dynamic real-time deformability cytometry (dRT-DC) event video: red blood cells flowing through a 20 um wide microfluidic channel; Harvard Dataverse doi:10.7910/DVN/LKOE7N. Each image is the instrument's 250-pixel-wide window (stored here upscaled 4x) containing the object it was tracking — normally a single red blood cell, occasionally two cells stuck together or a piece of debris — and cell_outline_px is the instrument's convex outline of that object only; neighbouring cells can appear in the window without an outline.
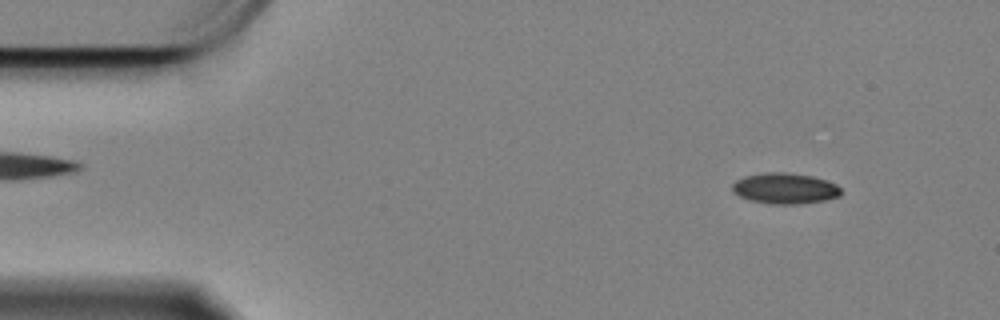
{"species": "Egyptian fruit bat (a non-hibernating species)", "species_latin": "Rousettus aegyptiacus", "temperature_condition": "cold", "stored_images_in_passage": 58, "camera_frame_rate_fps": 3000, "um_per_image_px": 0.085, "animal": {"sex": "female"}, "frame": {"image": 1, "passage_image": 5, "time_ms": 1.333, "image_size_px": [1000, 320], "cell_outline_px": [[840, 196], [824, 200], [800, 204], [772, 204], [748, 200], [732, 192], [732, 184], [736, 180], [744, 176], [768, 172], [784, 172], [812, 176], [828, 180], [836, 184], [840, 188]], "centroid_in_image_um": [66.7, 16.01], "position_along_channel_um": 18.3, "area_um2": 19.59}}
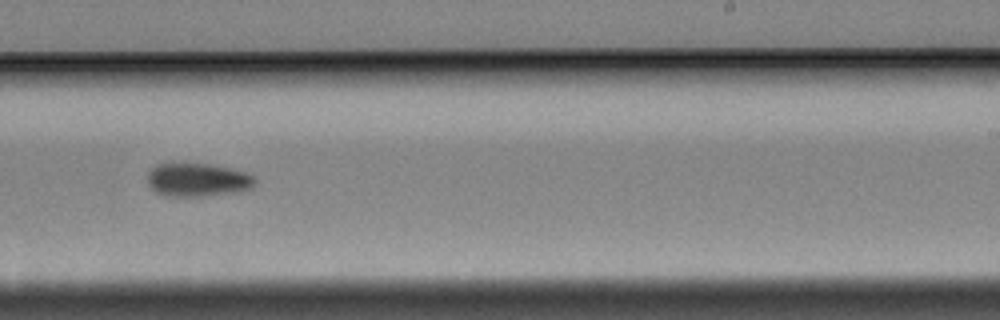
{"frame": {"image": 2, "passage_image": 35, "time_ms": 11.333, "image_size_px": [1000, 320], "cell_outline_px": [[256, 184], [252, 188], [244, 192], [208, 196], [168, 196], [156, 192], [148, 184], [148, 172], [156, 164], [208, 164], [228, 168], [244, 172], [252, 176], [256, 180]], "centroid_in_image_um": [16.84, 15.31], "position_along_channel_um": 272.2, "area_um2": 20.98}}
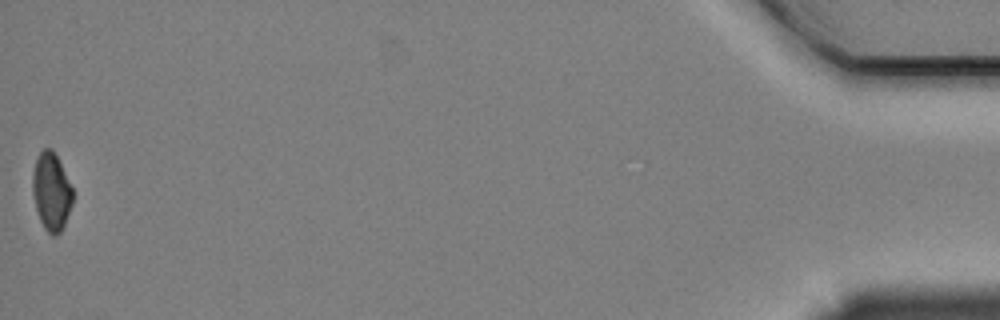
{"frame": {"image": 3, "passage_image": 58, "time_ms": 19.0, "image_size_px": [1000, 320], "cell_outline_px": [[72, 204], [64, 224], [60, 232], [56, 236], [52, 236], [44, 228], [40, 220], [36, 208], [32, 192], [32, 172], [36, 160], [40, 152], [44, 148], [52, 148], [72, 188]], "centroid_in_image_um": [4.34, 16.3], "position_along_channel_um": 430.9, "area_um2": 17.92}, "authors_computed_cell_mechanics": {"area_um2": 20.2011, "velocity_mm_per_s": 3.3448, "shape_relaxation_time_tau1_ms": 5.4259, "shape_relaxation_time_tau2_ms": null, "deformation_change_tau1": 0.0971, "deformation_change_tau2": null}}